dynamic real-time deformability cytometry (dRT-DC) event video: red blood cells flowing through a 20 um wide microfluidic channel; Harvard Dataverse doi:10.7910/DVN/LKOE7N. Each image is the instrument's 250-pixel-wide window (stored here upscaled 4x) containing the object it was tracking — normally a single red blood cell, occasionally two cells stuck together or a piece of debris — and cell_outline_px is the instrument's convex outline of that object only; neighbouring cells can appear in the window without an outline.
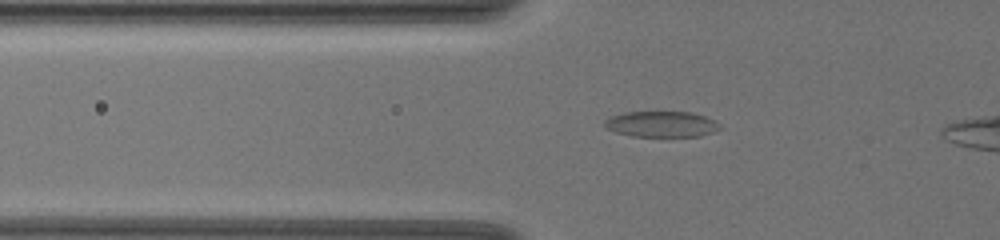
{"species": "common noctule bat (a hibernating species)", "species_latin": "Nyctalus noctula", "temperature_condition": "warm", "stored_images_in_passage": 45, "camera_frame_rate_fps": 3000, "um_per_image_px": 0.085, "animal": {"sex": "female", "body_mass_g": 19.5, "forearm_length_mm": 54.1}, "frame": {"image": 1, "passage_image": 13, "time_ms": 4.0, "image_size_px": [1000, 240], "cell_outline_px": [[724, 128], [700, 136], [632, 136], [616, 132], [604, 128], [604, 120], [612, 116], [624, 112], [692, 112], [704, 116], [720, 124]], "centroid_in_image_um": [56.22, 10.55], "position_along_channel_um": 69.6, "area_um2": 17.34}}
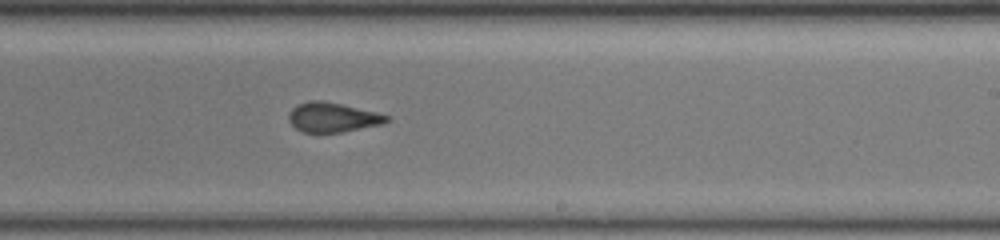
{"frame": {"image": 2, "passage_image": 29, "time_ms": 9.333, "image_size_px": [1000, 240], "cell_outline_px": [[388, 120], [380, 124], [340, 132], [304, 132], [296, 128], [288, 120], [288, 112], [296, 104], [308, 100], [324, 100], [376, 112], [388, 116]], "centroid_in_image_um": [28.19, 9.95], "position_along_channel_um": 260.8, "area_um2": 16.7}}
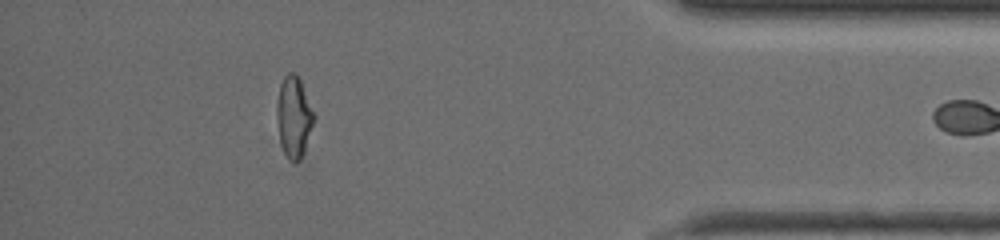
{"frame": {"image": 3, "passage_image": 44, "time_ms": 14.333, "image_size_px": [1000, 240], "cell_outline_px": [[316, 116], [300, 160], [292, 160], [284, 152], [280, 140], [276, 120], [276, 104], [280, 84], [284, 76], [288, 72], [292, 72], [300, 80]], "centroid_in_image_um": [24.96, 9.88], "position_along_channel_um": 410.2, "area_um2": 17.22}}